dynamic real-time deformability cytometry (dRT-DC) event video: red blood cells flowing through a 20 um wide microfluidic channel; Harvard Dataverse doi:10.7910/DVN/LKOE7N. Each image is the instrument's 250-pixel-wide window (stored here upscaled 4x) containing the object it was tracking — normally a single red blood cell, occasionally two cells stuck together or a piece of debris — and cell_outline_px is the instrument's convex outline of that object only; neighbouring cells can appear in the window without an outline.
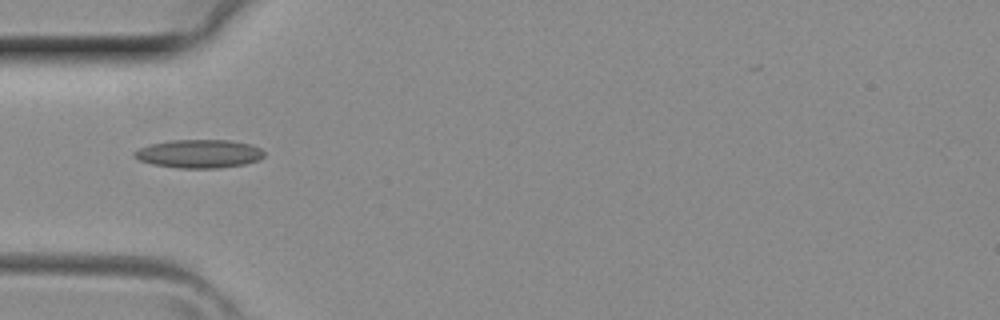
{"species": "common noctule bat (a hibernating species)", "species_latin": "Nyctalus noctula", "temperature_condition": "room temperature", "stored_images_in_passage": 1, "camera_frame_rate_fps": 3000, "um_per_image_px": 0.085, "animal": {"sex": "female", "body_mass_g": 29.2, "forearm_length_mm": 56.3}, "frame": {"image": 1, "passage_image": 1, "time_ms": 0.0, "image_size_px": [1000, 320], "cell_outline_px": [[264, 156], [256, 160], [244, 164], [220, 168], [176, 168], [152, 164], [140, 160], [132, 156], [132, 152], [140, 148], [152, 144], [172, 140], [228, 140], [252, 144], [260, 148], [264, 152]], "centroid_in_image_um": [16.91, 13.07], "position_along_channel_um": 68.1, "area_um2": 21.44}}